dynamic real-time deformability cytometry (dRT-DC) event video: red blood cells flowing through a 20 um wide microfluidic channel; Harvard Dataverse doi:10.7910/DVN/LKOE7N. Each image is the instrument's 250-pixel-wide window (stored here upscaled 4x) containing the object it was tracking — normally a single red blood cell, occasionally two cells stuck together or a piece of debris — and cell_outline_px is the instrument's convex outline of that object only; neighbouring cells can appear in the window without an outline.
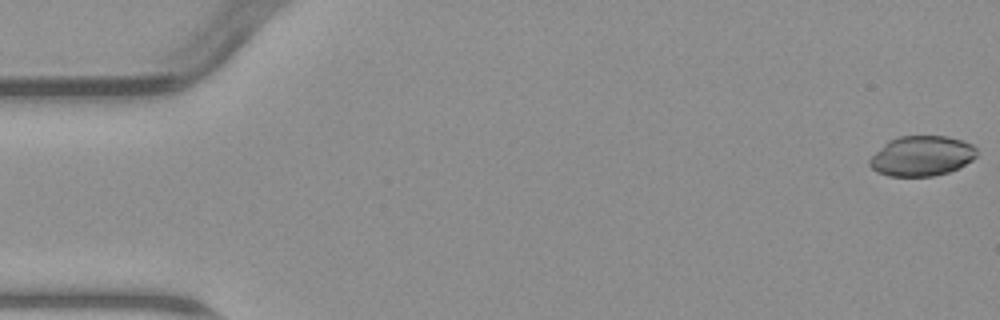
{"species": "common noctule bat (a hibernating species)", "species_latin": "Nyctalus noctula", "temperature_condition": "warm", "stored_images_in_passage": 6, "camera_frame_rate_fps": 3000, "um_per_image_px": 0.085, "animal": {"sex": "male", "body_mass_g": 23.1, "forearm_length_mm": 52.7}, "frame": {"image": 1, "passage_image": 1, "time_ms": 0.0, "image_size_px": [1000, 320], "cell_outline_px": [[976, 156], [972, 160], [960, 168], [948, 172], [932, 176], [888, 176], [876, 172], [868, 164], [868, 160], [888, 140], [900, 136], [948, 136], [972, 144], [976, 148]], "centroid_in_image_um": [78.34, 13.26], "position_along_channel_um": 6.7, "area_um2": 25.09}}
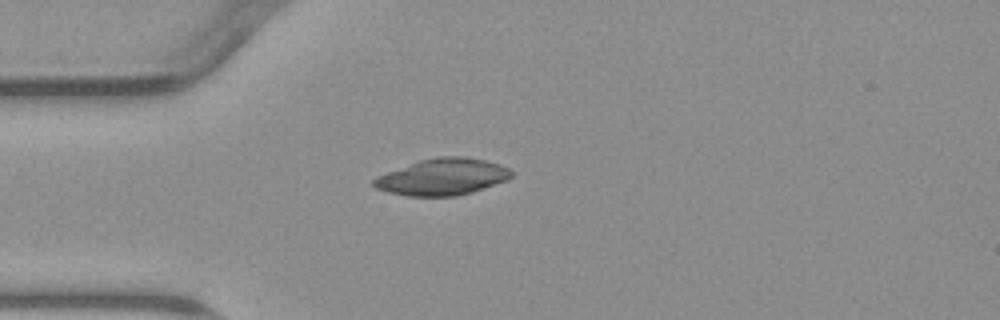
{"frame": {"image": 2, "passage_image": 5, "time_ms": 4.667, "image_size_px": [1000, 320], "cell_outline_px": [[512, 176], [508, 180], [472, 192], [456, 196], [408, 196], [388, 192], [376, 188], [372, 184], [372, 180], [376, 176], [420, 160], [440, 156], [464, 156], [484, 160], [500, 164], [508, 168], [512, 172]], "centroid_in_image_um": [37.61, 15.04], "position_along_channel_um": 47.4, "area_um2": 29.3}}